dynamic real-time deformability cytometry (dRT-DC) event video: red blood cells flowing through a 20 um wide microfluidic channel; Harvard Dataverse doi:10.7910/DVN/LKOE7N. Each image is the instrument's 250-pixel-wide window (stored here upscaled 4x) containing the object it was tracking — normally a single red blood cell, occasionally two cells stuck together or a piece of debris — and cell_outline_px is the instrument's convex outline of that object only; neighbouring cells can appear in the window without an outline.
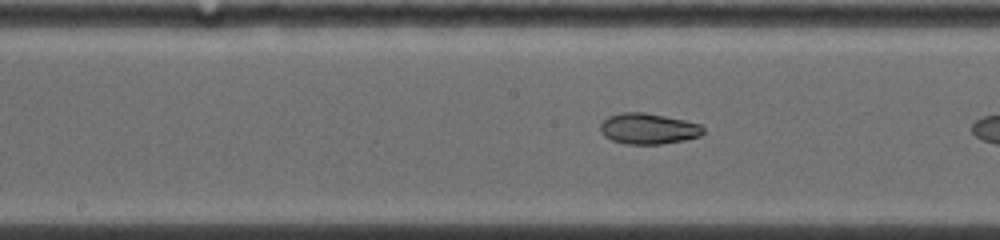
{"species": "common noctule bat (a hibernating species)", "species_latin": "Nyctalus noctula", "temperature_condition": "warm", "stored_images_in_passage": 38, "camera_frame_rate_fps": 5000, "um_per_image_px": 0.085, "animal": {"sex": "female", "body_mass_g": 19.0, "forearm_length_mm": 53.3}, "frame": {"image": 1, "passage_image": 33, "time_ms": 4.0, "image_size_px": [1000, 240], "cell_outline_px": [[704, 132], [700, 136], [684, 140], [660, 144], [624, 144], [612, 140], [604, 136], [600, 132], [600, 124], [608, 116], [620, 112], [644, 112], [684, 120], [700, 124], [704, 128]], "centroid_in_image_um": [55.08, 10.94], "position_along_channel_um": 193.1, "area_um2": 18.55}}